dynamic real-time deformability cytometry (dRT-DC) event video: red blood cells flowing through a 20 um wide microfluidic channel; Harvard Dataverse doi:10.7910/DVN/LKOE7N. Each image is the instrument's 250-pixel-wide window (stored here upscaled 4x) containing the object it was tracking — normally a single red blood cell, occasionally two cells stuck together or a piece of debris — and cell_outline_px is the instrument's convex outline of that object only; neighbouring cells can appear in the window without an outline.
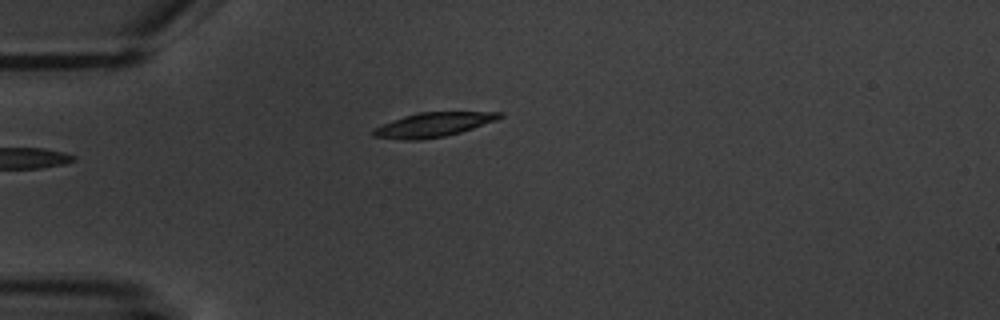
{"species": "common noctule bat (a hibernating species)", "species_latin": "Nyctalus noctula", "temperature_condition": "warm", "stored_images_in_passage": 5, "camera_frame_rate_fps": 3000, "um_per_image_px": 0.085, "animal": {"sex": "male", "body_mass_g": 20.1, "forearm_length_mm": 53.5}, "frame": {"image": 1, "passage_image": 4, "time_ms": 4.333, "image_size_px": [1000, 320], "cell_outline_px": [[504, 116], [496, 120], [460, 132], [444, 136], [420, 140], [400, 140], [372, 136], [372, 132], [376, 128], [392, 120], [404, 116], [420, 112], [504, 112]], "centroid_in_image_um": [36.83, 10.6], "position_along_channel_um": 48.2, "area_um2": 17.69}}